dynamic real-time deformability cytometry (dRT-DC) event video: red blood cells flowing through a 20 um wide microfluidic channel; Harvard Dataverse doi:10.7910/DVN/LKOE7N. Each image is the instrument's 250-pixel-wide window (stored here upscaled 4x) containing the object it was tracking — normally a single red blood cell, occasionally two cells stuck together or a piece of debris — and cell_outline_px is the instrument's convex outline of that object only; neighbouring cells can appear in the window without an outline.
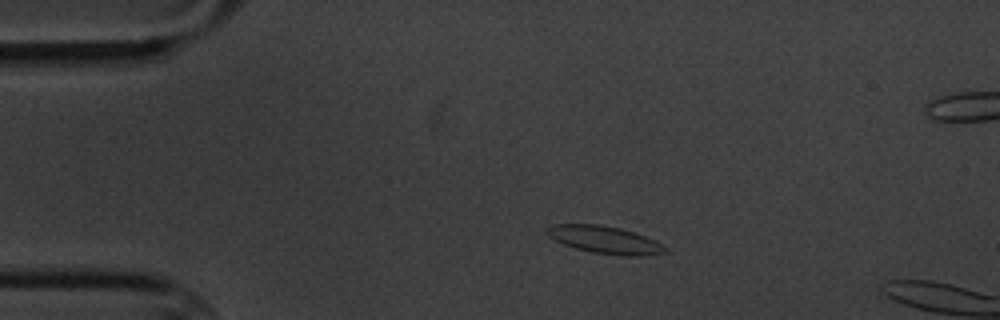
{"species": "common noctule bat (a hibernating species)", "species_latin": "Nyctalus noctula", "temperature_condition": "cold", "stored_images_in_passage": 4, "camera_frame_rate_fps": 3000, "um_per_image_px": 0.085, "animal": {"sex": "male", "body_mass_g": 20.1, "forearm_length_mm": 53.5}, "frame": {"image": 1, "passage_image": 2, "time_ms": 1.333, "image_size_px": [1000, 320], "cell_outline_px": [[668, 252], [644, 256], [624, 256], [592, 252], [576, 248], [564, 244], [548, 236], [548, 228], [552, 224], [600, 224], [620, 228], [644, 236], [668, 248]], "centroid_in_image_um": [51.43, 20.39], "position_along_channel_um": 33.6, "area_um2": 18.67}}
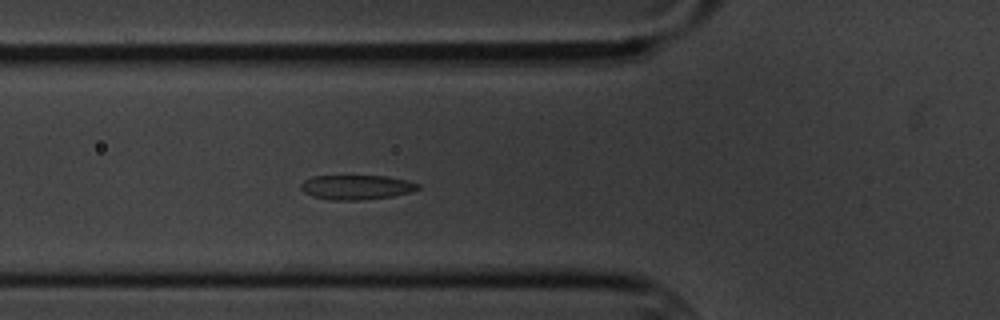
{"frame": {"image": 2, "passage_image": 4, "time_ms": 4.333, "image_size_px": [1000, 320], "cell_outline_px": [[420, 188], [412, 192], [392, 196], [360, 200], [332, 200], [312, 196], [304, 192], [300, 188], [300, 184], [304, 180], [312, 176], [388, 176], [408, 180], [420, 184]], "centroid_in_image_um": [30.31, 15.91], "position_along_channel_um": 95.5, "area_um2": 16.88}}